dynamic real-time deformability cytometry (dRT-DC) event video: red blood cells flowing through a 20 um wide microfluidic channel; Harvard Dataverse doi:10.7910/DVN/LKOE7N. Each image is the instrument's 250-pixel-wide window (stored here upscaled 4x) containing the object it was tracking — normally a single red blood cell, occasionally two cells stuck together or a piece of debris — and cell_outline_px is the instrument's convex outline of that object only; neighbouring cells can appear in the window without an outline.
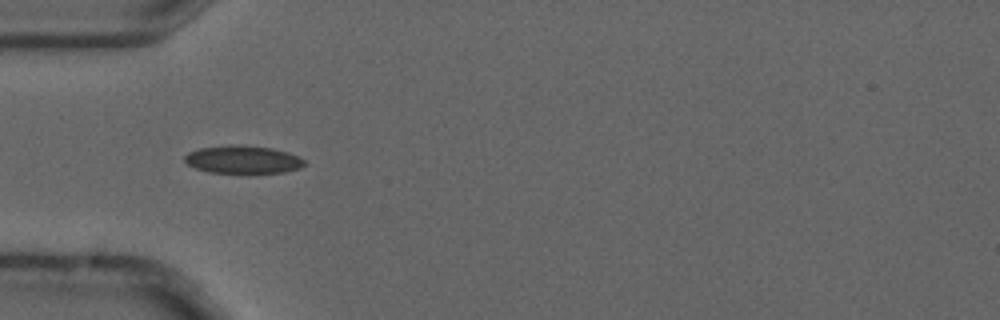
{"species": "common noctule bat (a hibernating species)", "species_latin": "Nyctalus noctula", "temperature_condition": "cold", "stored_images_in_passage": 4, "camera_frame_rate_fps": 3000, "um_per_image_px": 0.085, "animal": {"sex": "male", "forearm_length_mm": 52.5}, "frame": {"image": 1, "passage_image": 3, "time_ms": 0.667, "image_size_px": [1000, 320], "cell_outline_px": [[304, 164], [300, 168], [284, 172], [208, 172], [196, 168], [188, 164], [184, 160], [184, 156], [188, 152], [200, 148], [228, 144], [232, 144], [272, 148], [288, 152], [304, 160]], "centroid_in_image_um": [20.61, 13.54], "position_along_channel_um": 64.4, "area_um2": 19.19}}
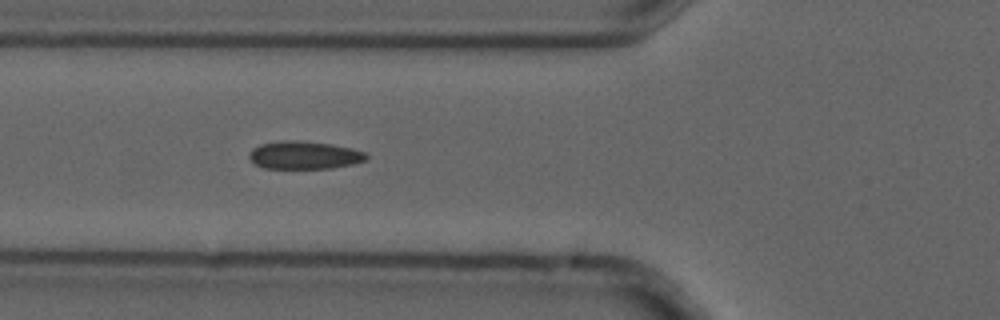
{"frame": {"image": 2, "passage_image": 4, "time_ms": 1.0, "image_size_px": [1000, 320], "cell_outline_px": [[368, 160], [352, 164], [332, 168], [264, 168], [256, 164], [248, 156], [252, 148], [260, 144], [280, 140], [292, 140], [332, 144], [352, 148], [364, 152], [368, 156]], "centroid_in_image_um": [25.87, 13.18], "position_along_channel_um": 99.9, "area_um2": 19.02}}